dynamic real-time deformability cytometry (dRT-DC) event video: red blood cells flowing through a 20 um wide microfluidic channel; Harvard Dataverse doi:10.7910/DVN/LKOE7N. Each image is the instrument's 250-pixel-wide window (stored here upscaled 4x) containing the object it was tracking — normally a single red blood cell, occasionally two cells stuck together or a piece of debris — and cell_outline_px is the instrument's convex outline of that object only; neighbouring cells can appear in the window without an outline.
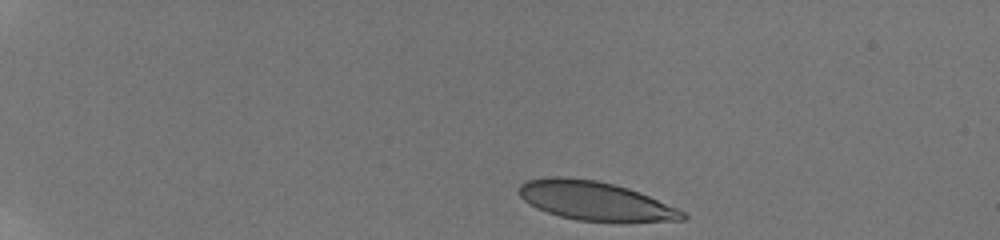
{"species": "human", "species_latin": "Homo sapiens", "temperature_condition": "room temperature", "stored_images_in_passage": 38, "camera_frame_rate_fps": 3000, "um_per_image_px": 0.085, "donor": {"sex": "male"}, "frame": {"image": 1, "passage_image": 1, "time_ms": 0.0, "image_size_px": [1000, 240], "cell_outline_px": [[688, 216], [684, 220], [576, 220], [560, 216], [536, 208], [528, 204], [520, 196], [516, 188], [520, 184], [528, 180], [548, 176], [564, 176], [596, 180], [628, 188], [640, 192], [676, 208], [684, 212]], "centroid_in_image_um": [50.48, 17.03], "position_along_channel_um": 34.5, "area_um2": 36.47}}
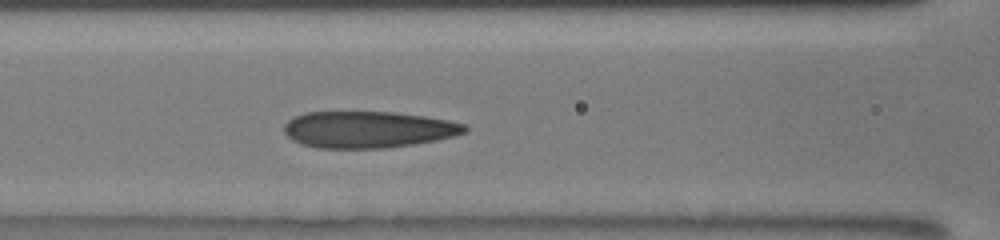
{"frame": {"image": 2, "passage_image": 18, "time_ms": 5.333, "image_size_px": [1000, 240], "cell_outline_px": [[468, 132], [436, 140], [412, 144], [384, 148], [316, 148], [300, 144], [292, 140], [284, 132], [284, 124], [292, 116], [304, 112], [396, 112], [424, 116], [448, 120], [468, 124]], "centroid_in_image_um": [31.27, 11.0], "position_along_channel_um": 135.3, "area_um2": 38.84}}
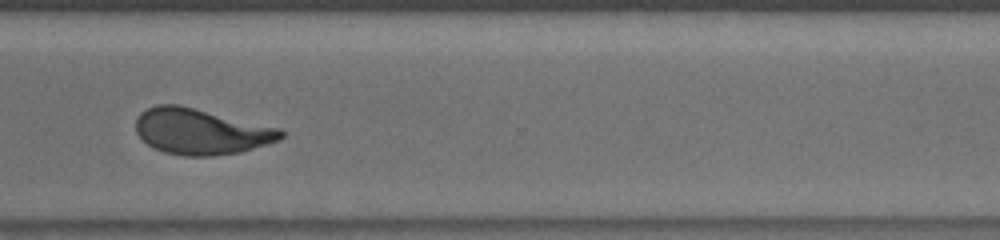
{"frame": {"image": 3, "passage_image": 37, "time_ms": 11.0, "image_size_px": [1000, 240], "cell_outline_px": [[284, 136], [280, 140], [240, 152], [212, 156], [184, 156], [164, 152], [148, 144], [136, 132], [136, 116], [140, 112], [156, 104], [180, 104], [280, 128], [284, 132]], "centroid_in_image_um": [17.08, 11.16], "position_along_channel_um": 353.5, "area_um2": 38.84}}